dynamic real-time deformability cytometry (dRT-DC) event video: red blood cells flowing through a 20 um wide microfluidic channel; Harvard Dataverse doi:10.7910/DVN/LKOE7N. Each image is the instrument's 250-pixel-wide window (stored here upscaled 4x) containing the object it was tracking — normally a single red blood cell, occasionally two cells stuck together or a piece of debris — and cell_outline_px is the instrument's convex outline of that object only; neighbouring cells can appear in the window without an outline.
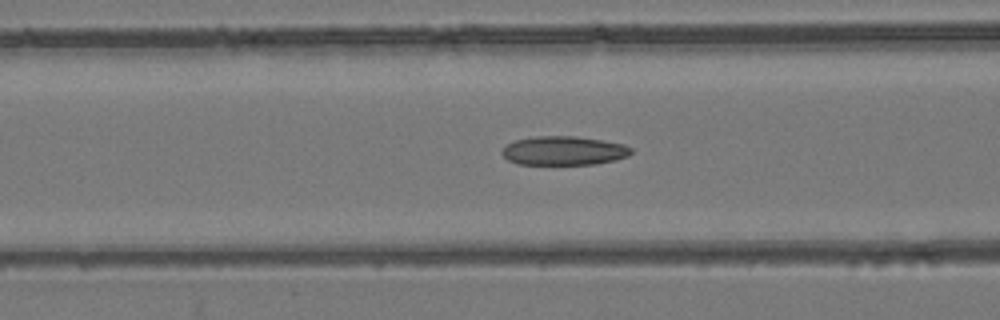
{"species": "common noctule bat (a hibernating species)", "species_latin": "Nyctalus noctula", "temperature_condition": "room temperature", "stored_images_in_passage": 32, "camera_frame_rate_fps": 3000, "um_per_image_px": 0.085, "animal": {"sex": "female", "body_mass_g": 24.6, "forearm_length_mm": 56.2}, "frame": {"image": 1, "passage_image": 10, "time_ms": 3.0, "image_size_px": [1000, 320], "cell_outline_px": [[632, 152], [628, 156], [616, 160], [596, 164], [516, 164], [508, 160], [500, 152], [508, 144], [516, 140], [536, 136], [576, 136], [624, 144], [632, 148]], "centroid_in_image_um": [47.94, 12.81], "position_along_channel_um": 118.7, "area_um2": 21.73}}
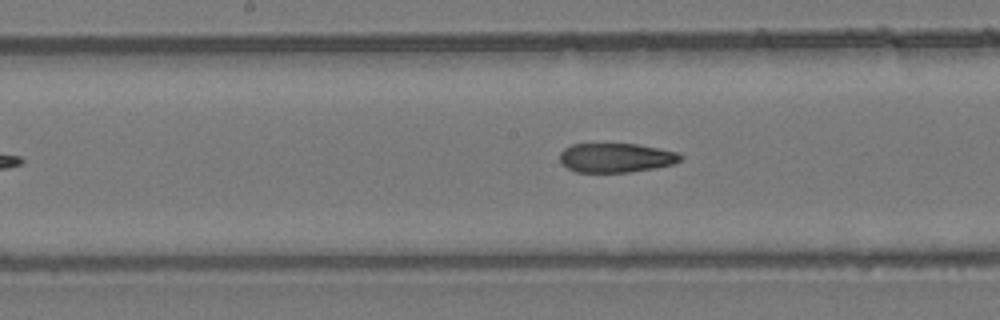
{"frame": {"image": 2, "passage_image": 16, "time_ms": 5.0, "image_size_px": [1000, 320], "cell_outline_px": [[684, 156], [680, 160], [672, 164], [656, 168], [628, 172], [576, 172], [560, 164], [560, 152], [564, 148], [572, 144], [636, 144], [680, 152]], "centroid_in_image_um": [52.36, 13.41], "position_along_channel_um": 195.8, "area_um2": 20.69}}
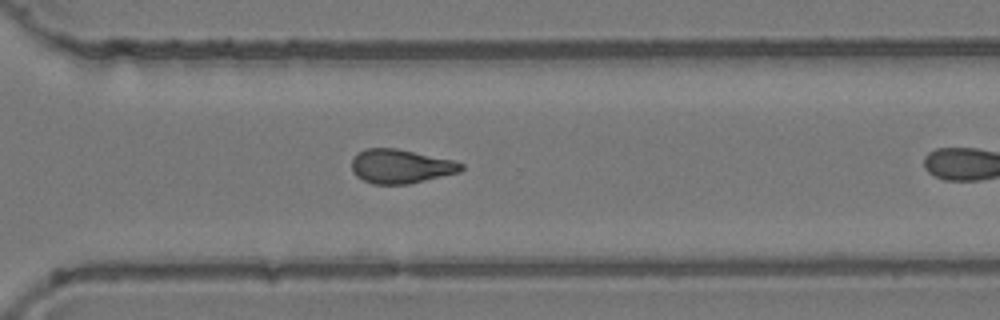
{"frame": {"image": 3, "passage_image": 27, "time_ms": 8.667, "image_size_px": [1000, 320], "cell_outline_px": [[464, 168], [460, 172], [408, 184], [372, 184], [356, 176], [352, 172], [352, 160], [364, 148], [396, 148], [452, 160], [464, 164]], "centroid_in_image_um": [34.06, 14.14], "position_along_channel_um": 336.5, "area_um2": 21.56}, "authors_computed_cell_mechanics": {"area_um2": 21.7328, "velocity_mm_per_s": 3.8583, "shape_relaxation_time_tau1_ms": null, "shape_relaxation_time_tau2_ms": 2.7282, "deformation_change_tau1": null, "deformation_change_tau2": 0.0915}}